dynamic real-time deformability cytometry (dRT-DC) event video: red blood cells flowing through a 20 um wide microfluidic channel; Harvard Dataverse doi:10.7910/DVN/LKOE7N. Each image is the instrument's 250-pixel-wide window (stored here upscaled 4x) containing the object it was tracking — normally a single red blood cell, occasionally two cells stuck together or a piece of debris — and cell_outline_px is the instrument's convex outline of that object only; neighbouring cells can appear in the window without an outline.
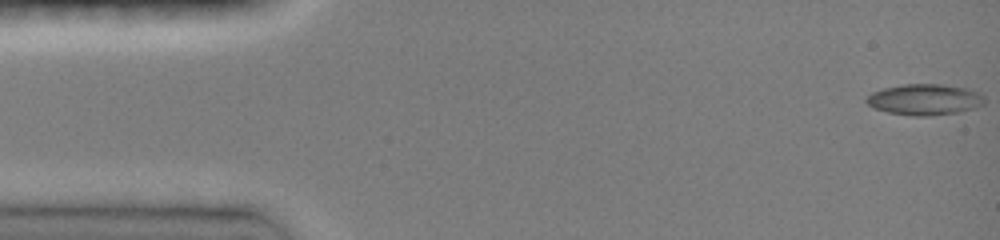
{"species": "common noctule bat (a hibernating species)", "species_latin": "Nyctalus noctula", "temperature_condition": "room temperature", "stored_images_in_passage": 47, "camera_frame_rate_fps": 3000, "um_per_image_px": 0.085, "animal": {"sex": "female", "body_mass_g": 19.0, "forearm_length_mm": 51.5}, "frame": {"image": 1, "passage_image": 1, "time_ms": 0.0, "image_size_px": [1000, 240], "cell_outline_px": [[984, 104], [976, 108], [960, 112], [928, 116], [912, 116], [888, 112], [876, 108], [868, 104], [864, 100], [872, 92], [884, 88], [904, 84], [940, 84], [968, 88], [980, 92], [984, 96]], "centroid_in_image_um": [78.64, 8.46], "position_along_channel_um": 6.4, "area_um2": 21.44}}
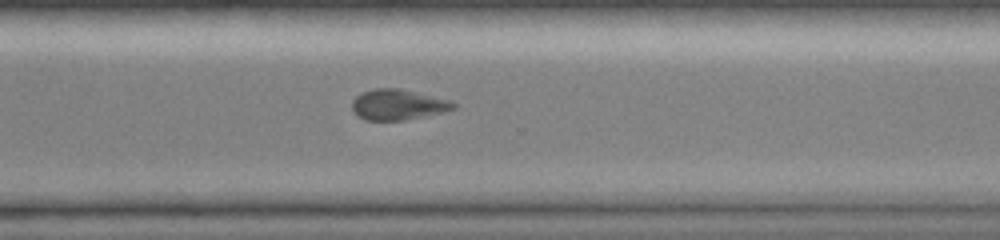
{"frame": {"image": 2, "passage_image": 34, "time_ms": 11.0, "image_size_px": [1000, 240], "cell_outline_px": [[456, 108], [444, 112], [404, 120], [364, 120], [356, 116], [352, 108], [352, 100], [356, 96], [372, 88], [400, 88], [448, 100], [456, 104]], "centroid_in_image_um": [33.79, 8.9], "position_along_channel_um": 336.8, "area_um2": 18.03}}
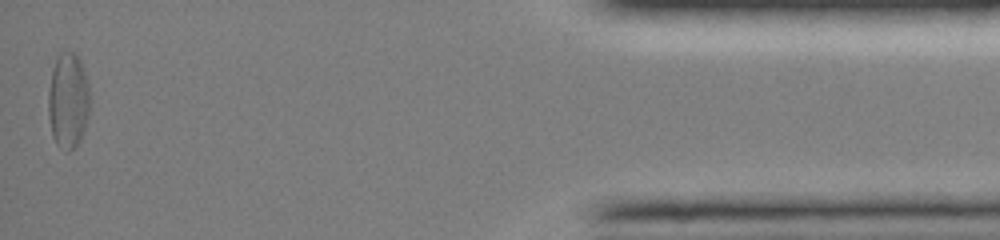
{"frame": {"image": 3, "passage_image": 46, "time_ms": 15.0, "image_size_px": [1000, 240], "cell_outline_px": [[88, 116], [84, 132], [80, 140], [68, 152], [56, 144], [52, 136], [48, 116], [48, 92], [52, 68], [60, 52], [76, 52], [80, 60], [88, 84]], "centroid_in_image_um": [5.77, 8.55], "position_along_channel_um": 429.4, "area_um2": 23.12}, "authors_computed_cell_mechanics": {"area_um2": 18.9006, "velocity_mm_per_s": 4.12, "shape_relaxation_time_tau1_ms": 5.656, "shape_relaxation_time_tau2_ms": null, "deformation_change_tau1": 0.1709, "deformation_change_tau2": null}}